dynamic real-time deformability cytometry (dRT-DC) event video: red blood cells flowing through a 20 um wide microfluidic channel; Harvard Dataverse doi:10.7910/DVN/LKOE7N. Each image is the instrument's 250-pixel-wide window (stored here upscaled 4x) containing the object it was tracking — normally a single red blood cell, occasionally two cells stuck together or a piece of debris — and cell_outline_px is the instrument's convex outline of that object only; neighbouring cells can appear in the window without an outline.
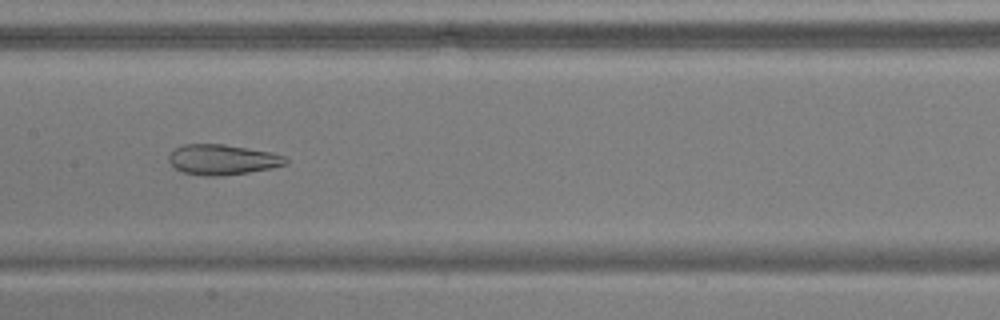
{"species": "common noctule bat (a hibernating species)", "species_latin": "Nyctalus noctula", "temperature_condition": "warm", "stored_images_in_passage": 36, "camera_frame_rate_fps": 3000, "um_per_image_px": 0.085, "animal": {"sex": "male", "body_mass_g": 17.9, "forearm_length_mm": 54.2}, "frame": {"image": 1, "passage_image": 15, "time_ms": 4.667, "image_size_px": [1000, 320], "cell_outline_px": [[288, 164], [272, 168], [224, 176], [204, 176], [184, 172], [176, 168], [168, 160], [168, 156], [176, 148], [184, 144], [224, 144], [272, 152], [284, 156], [288, 160]], "centroid_in_image_um": [18.94, 13.57], "position_along_channel_um": 188.5, "area_um2": 20.63}}
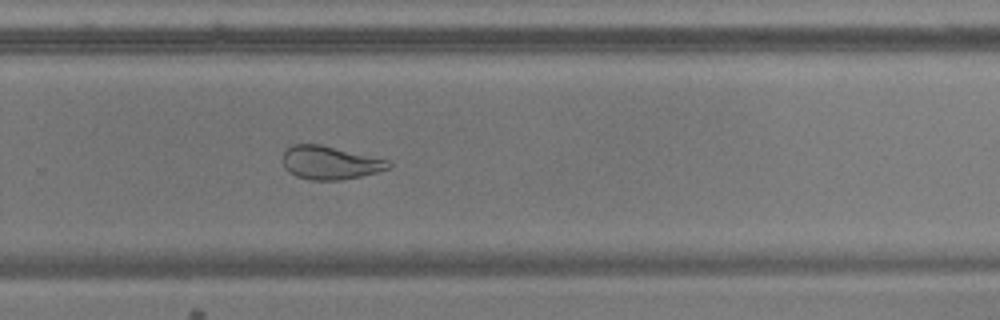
{"frame": {"image": 2, "passage_image": 24, "time_ms": 7.667, "image_size_px": [1000, 320], "cell_outline_px": [[392, 164], [388, 168], [376, 172], [360, 176], [340, 180], [312, 180], [296, 176], [288, 172], [284, 168], [284, 148], [292, 144], [320, 144], [388, 160]], "centroid_in_image_um": [28.0, 13.82], "position_along_channel_um": 301.8, "area_um2": 20.4}}
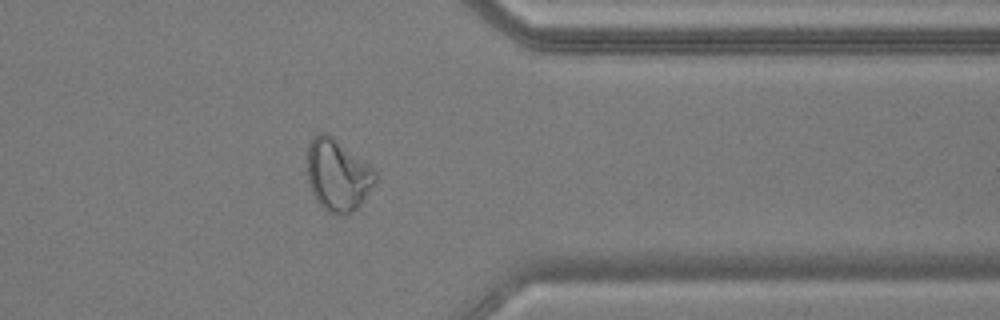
{"frame": {"image": 3, "passage_image": 31, "time_ms": 10.0, "image_size_px": [1000, 320], "cell_outline_px": [[376, 180], [364, 200], [348, 216], [340, 216], [328, 212], [316, 200], [308, 184], [308, 144], [320, 132], [324, 132], [332, 136], [368, 164], [376, 172]], "centroid_in_image_um": [28.7, 14.92], "position_along_channel_um": 382.7, "area_um2": 28.26}, "authors_computed_cell_mechanics": {"area_um2": 22.3397, "velocity_mm_per_s": 3.7921, "shape_relaxation_time_tau1_ms": null, "shape_relaxation_time_tau2_ms": 1.4543, "deformation_change_tau1": null, "deformation_change_tau2": 0.0882}}